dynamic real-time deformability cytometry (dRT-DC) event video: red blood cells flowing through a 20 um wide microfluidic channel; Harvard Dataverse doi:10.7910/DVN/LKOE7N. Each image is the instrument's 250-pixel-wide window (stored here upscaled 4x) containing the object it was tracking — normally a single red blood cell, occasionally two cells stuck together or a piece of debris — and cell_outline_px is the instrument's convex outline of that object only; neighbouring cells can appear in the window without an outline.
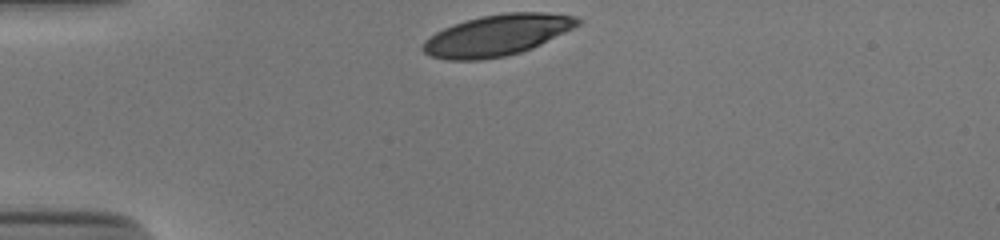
{"species": "human", "species_latin": "Homo sapiens", "temperature_condition": "cold", "stored_images_in_passage": 31, "camera_frame_rate_fps": 3000, "um_per_image_px": 0.085, "donor": {"sex": "male"}, "frame": {"image": 1, "passage_image": 1, "time_ms": 0.0, "image_size_px": [1000, 240], "cell_outline_px": [[584, 20], [580, 24], [532, 48], [508, 56], [484, 60], [448, 60], [432, 56], [424, 52], [420, 48], [424, 40], [436, 32], [452, 24], [464, 20], [480, 16], [504, 12], [544, 12], [576, 16]], "centroid_in_image_um": [42.23, 2.99], "position_along_channel_um": 42.8, "area_um2": 37.28}}
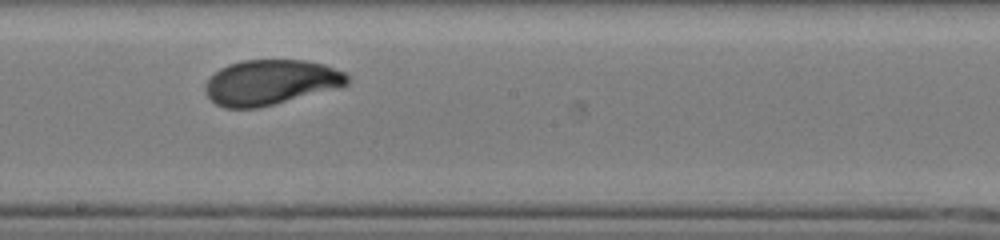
{"frame": {"image": 2, "passage_image": 18, "time_ms": 5.667, "image_size_px": [1000, 240], "cell_outline_px": [[348, 84], [340, 88], [256, 108], [224, 108], [216, 104], [204, 92], [204, 84], [208, 76], [220, 68], [228, 64], [244, 60], [304, 60], [324, 64], [344, 72], [348, 76]], "centroid_in_image_um": [22.97, 6.99], "position_along_channel_um": 225.2, "area_um2": 37.57}}
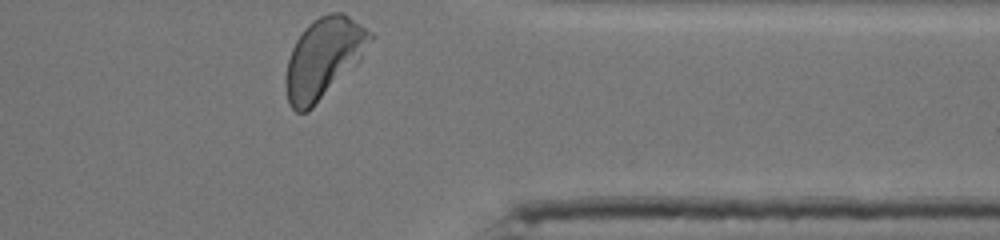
{"frame": {"image": 3, "passage_image": 31, "time_ms": 10.0, "image_size_px": [1000, 240], "cell_outline_px": [[376, 36], [360, 60], [308, 112], [296, 112], [288, 104], [284, 84], [284, 80], [288, 60], [292, 48], [296, 40], [304, 28], [312, 20], [328, 12], [344, 12], [372, 32]], "centroid_in_image_um": [27.5, 4.91], "position_along_channel_um": 383.9, "area_um2": 39.65}, "authors_computed_cell_mechanics": {"area_um2": 37.8012, "velocity_mm_per_s": 3.831, "shape_relaxation_time_tau1_ms": 2.6744, "shape_relaxation_time_tau2_ms": null, "deformation_change_tau1": 0.1529, "deformation_change_tau2": null}}